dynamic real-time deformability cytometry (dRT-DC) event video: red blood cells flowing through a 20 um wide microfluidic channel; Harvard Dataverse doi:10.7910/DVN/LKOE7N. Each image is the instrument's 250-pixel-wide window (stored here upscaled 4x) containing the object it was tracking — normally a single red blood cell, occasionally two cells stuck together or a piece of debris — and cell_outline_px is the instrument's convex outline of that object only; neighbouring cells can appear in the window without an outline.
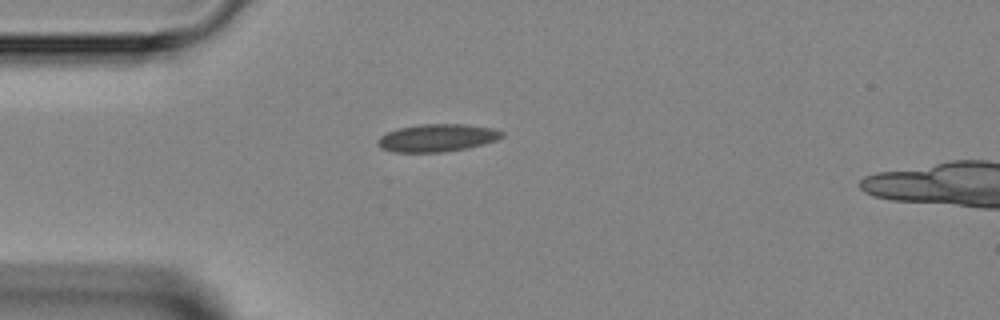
{"species": "Egyptian fruit bat (a non-hibernating species)", "species_latin": "Rousettus aegyptiacus", "temperature_condition": "room temperature", "stored_images_in_passage": 5, "camera_frame_rate_fps": 3000, "um_per_image_px": 0.085, "animal": {"sex": "female"}, "frame": {"image": 1, "passage_image": 1, "time_ms": 0.0, "image_size_px": [1000, 320], "cell_outline_px": [[504, 136], [496, 140], [484, 144], [468, 148], [444, 152], [392, 152], [380, 148], [376, 144], [376, 140], [380, 136], [388, 132], [400, 128], [424, 124], [464, 124], [492, 128], [504, 132]], "centroid_in_image_um": [37.15, 11.73], "position_along_channel_um": 47.9, "area_um2": 20.06}}
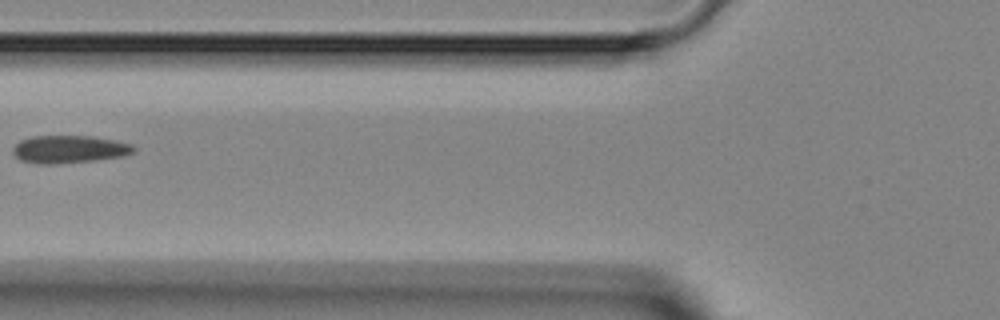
{"frame": {"image": 2, "passage_image": 3, "time_ms": 2.0, "image_size_px": [1000, 320], "cell_outline_px": [[136, 148], [132, 152], [124, 156], [96, 160], [56, 164], [36, 164], [20, 160], [12, 152], [12, 148], [20, 140], [32, 136], [92, 136], [116, 140], [132, 144]], "centroid_in_image_um": [5.87, 12.69], "position_along_channel_um": 119.9, "area_um2": 19.65}}